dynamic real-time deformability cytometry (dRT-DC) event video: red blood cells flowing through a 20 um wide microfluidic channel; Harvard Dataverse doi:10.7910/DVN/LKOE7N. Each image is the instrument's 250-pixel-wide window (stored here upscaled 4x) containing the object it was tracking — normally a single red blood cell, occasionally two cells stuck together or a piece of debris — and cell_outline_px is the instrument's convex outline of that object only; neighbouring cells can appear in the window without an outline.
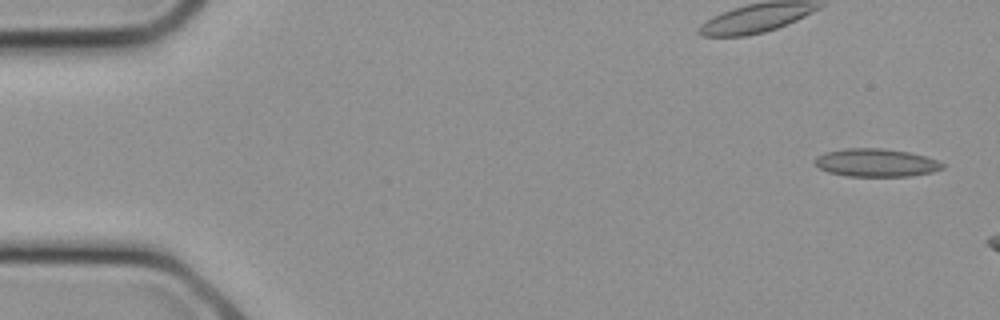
{"species": "common noctule bat (a hibernating species)", "species_latin": "Nyctalus noctula", "temperature_condition": "cold", "stored_images_in_passage": 5, "camera_frame_rate_fps": 3000, "um_per_image_px": 0.085, "animal": {"sex": "female", "body_mass_g": 21.9}, "frame": {"image": 1, "passage_image": 1, "time_ms": 0.0, "image_size_px": [1000, 320], "cell_outline_px": [[944, 168], [932, 172], [912, 176], [848, 176], [828, 172], [820, 168], [812, 160], [816, 156], [824, 152], [844, 148], [880, 148], [908, 152], [924, 156], [936, 160], [944, 164]], "centroid_in_image_um": [74.43, 13.83], "position_along_channel_um": 10.6, "area_um2": 20.87}}